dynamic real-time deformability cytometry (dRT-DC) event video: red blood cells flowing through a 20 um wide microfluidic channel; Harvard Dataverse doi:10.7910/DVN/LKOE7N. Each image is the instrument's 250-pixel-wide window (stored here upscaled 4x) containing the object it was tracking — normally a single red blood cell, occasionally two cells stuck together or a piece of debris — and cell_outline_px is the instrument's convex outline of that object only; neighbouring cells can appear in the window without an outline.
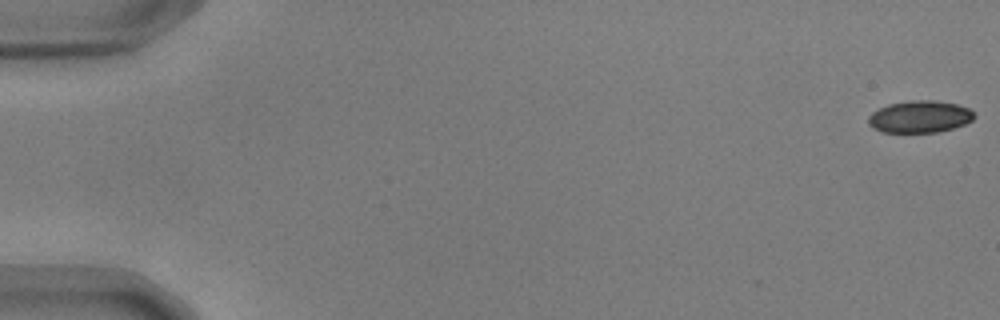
{"species": "common noctule bat (a hibernating species)", "species_latin": "Nyctalus noctula", "temperature_condition": "warm", "stored_images_in_passage": 55, "camera_frame_rate_fps": 3000, "um_per_image_px": 0.085, "animal": {"sex": "male", "body_mass_g": 17.9, "forearm_length_mm": 54.2}, "frame": {"image": 1, "passage_image": 1, "time_ms": 0.0, "image_size_px": [1000, 320], "cell_outline_px": [[976, 116], [972, 120], [964, 124], [940, 132], [880, 132], [872, 128], [868, 124], [868, 116], [872, 112], [888, 104], [912, 100], [932, 100], [956, 104], [968, 108]], "centroid_in_image_um": [78.15, 9.92], "position_along_channel_um": 6.9, "area_um2": 19.77}}
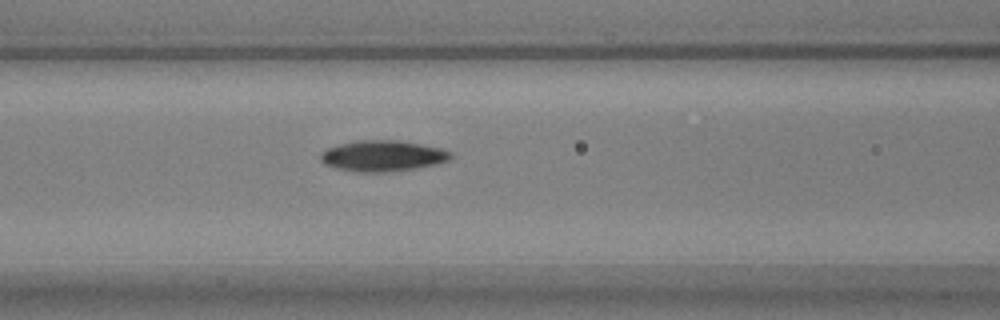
{"frame": {"image": 2, "passage_image": 24, "time_ms": 7.667, "image_size_px": [1000, 320], "cell_outline_px": [[452, 160], [436, 164], [416, 168], [388, 172], [356, 172], [336, 168], [324, 164], [320, 160], [320, 156], [328, 148], [340, 144], [360, 140], [396, 140], [420, 144], [440, 148], [452, 152]], "centroid_in_image_um": [32.56, 13.26], "position_along_channel_um": 134.0, "area_um2": 23.41}}
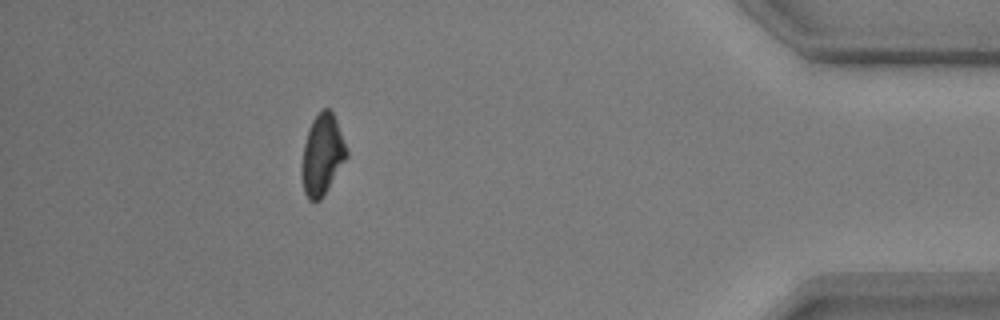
{"frame": {"image": 3, "passage_image": 50, "time_ms": 16.333, "image_size_px": [1000, 320], "cell_outline_px": [[348, 156], [328, 188], [320, 200], [308, 200], [304, 192], [300, 176], [300, 168], [304, 144], [308, 128], [312, 120], [324, 108], [328, 108], [332, 112], [336, 120], [348, 148]], "centroid_in_image_um": [27.37, 13.16], "position_along_channel_um": 407.8, "area_um2": 21.21}}